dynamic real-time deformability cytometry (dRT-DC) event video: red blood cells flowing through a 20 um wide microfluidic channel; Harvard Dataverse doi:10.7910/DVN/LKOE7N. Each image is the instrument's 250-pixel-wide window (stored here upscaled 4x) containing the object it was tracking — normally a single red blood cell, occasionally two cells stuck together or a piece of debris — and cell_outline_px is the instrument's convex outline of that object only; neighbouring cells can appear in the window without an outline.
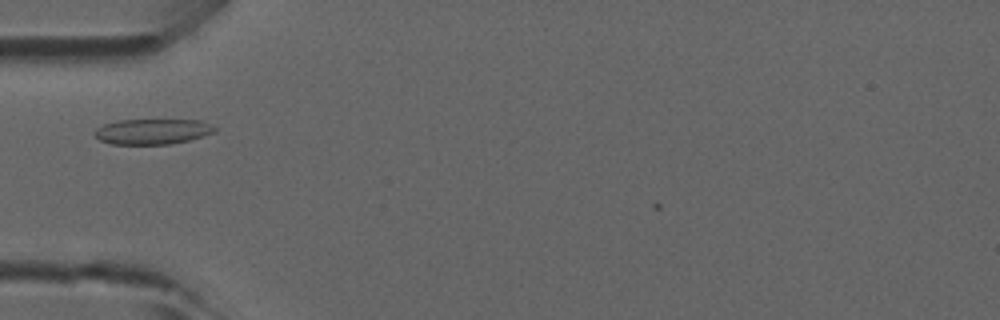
{"species": "common noctule bat (a hibernating species)", "species_latin": "Nyctalus noctula", "temperature_condition": "room temperature", "stored_images_in_passage": 30, "camera_frame_rate_fps": 3000, "um_per_image_px": 0.085, "animal": {"sex": "male", "forearm_length_mm": 52.5}, "frame": {"image": 1, "passage_image": 1, "time_ms": 0.0, "image_size_px": [1000, 320], "cell_outline_px": [[216, 128], [212, 132], [188, 140], [168, 144], [112, 144], [100, 140], [92, 132], [96, 128], [104, 124], [120, 120], [200, 120], [212, 124]], "centroid_in_image_um": [12.91, 11.17], "position_along_channel_um": 72.1, "area_um2": 17.57}}
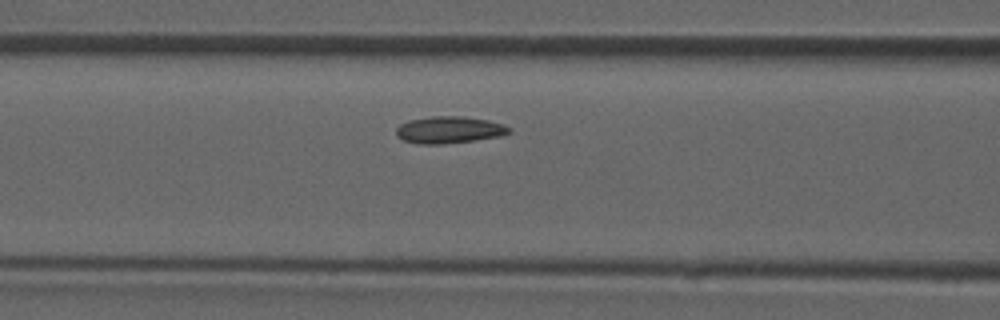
{"frame": {"image": 2, "passage_image": 5, "time_ms": 1.333, "image_size_px": [1000, 320], "cell_outline_px": [[512, 132], [500, 136], [472, 140], [440, 144], [416, 144], [404, 140], [396, 136], [396, 128], [400, 124], [408, 120], [432, 116], [464, 116], [488, 120], [504, 124], [512, 128]], "centroid_in_image_um": [38.18, 11.03], "position_along_channel_um": 128.4, "area_um2": 17.8}}